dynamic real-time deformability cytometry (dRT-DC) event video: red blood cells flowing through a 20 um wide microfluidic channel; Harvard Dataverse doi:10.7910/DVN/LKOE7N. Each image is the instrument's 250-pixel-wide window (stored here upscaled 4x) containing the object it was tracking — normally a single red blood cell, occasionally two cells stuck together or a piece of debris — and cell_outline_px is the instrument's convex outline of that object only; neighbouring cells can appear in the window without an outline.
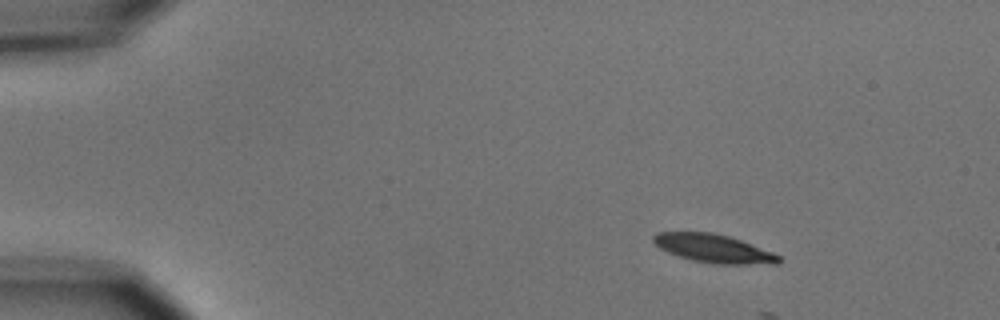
{"species": "common noctule bat (a hibernating species)", "species_latin": "Nyctalus noctula", "temperature_condition": "cold", "stored_images_in_passage": 5, "camera_frame_rate_fps": 3000, "um_per_image_px": 0.085, "animal": {"sex": "male", "body_mass_g": 15.6}, "frame": {"image": 1, "passage_image": 2, "time_ms": 1.0, "image_size_px": [1000, 320], "cell_outline_px": [[780, 264], [716, 264], [692, 260], [668, 252], [660, 248], [652, 240], [652, 236], [656, 232], [712, 232], [728, 236], [740, 240], [772, 252], [780, 256]], "centroid_in_image_um": [60.65, 21.12], "position_along_channel_um": 24.3, "area_um2": 20.58}}